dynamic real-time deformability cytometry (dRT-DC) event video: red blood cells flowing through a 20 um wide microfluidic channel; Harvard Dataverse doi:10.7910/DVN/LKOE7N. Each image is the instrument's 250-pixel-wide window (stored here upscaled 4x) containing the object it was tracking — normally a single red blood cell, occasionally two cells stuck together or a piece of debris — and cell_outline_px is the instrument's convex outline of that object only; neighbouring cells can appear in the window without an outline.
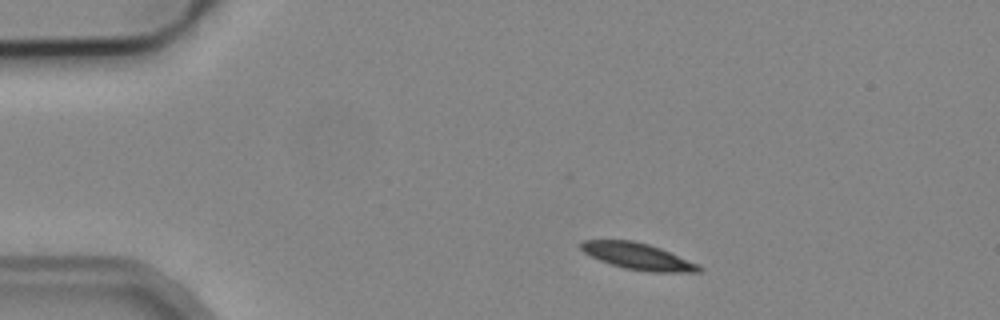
{"species": "common noctule bat (a hibernating species)", "species_latin": "Nyctalus noctula", "temperature_condition": "cold", "stored_images_in_passage": 6, "camera_frame_rate_fps": 3000, "um_per_image_px": 0.085, "animal": {"sex": "male", "body_mass_g": 19.2, "forearm_length_mm": 51.8}, "frame": {"image": 1, "passage_image": 1, "time_ms": 0.0, "image_size_px": [1000, 320], "cell_outline_px": [[704, 268], [700, 272], [648, 272], [624, 268], [600, 260], [584, 252], [580, 248], [580, 244], [584, 240], [632, 240], [648, 244], [660, 248], [700, 264]], "centroid_in_image_um": [54.27, 21.79], "position_along_channel_um": 30.7, "area_um2": 18.21}}
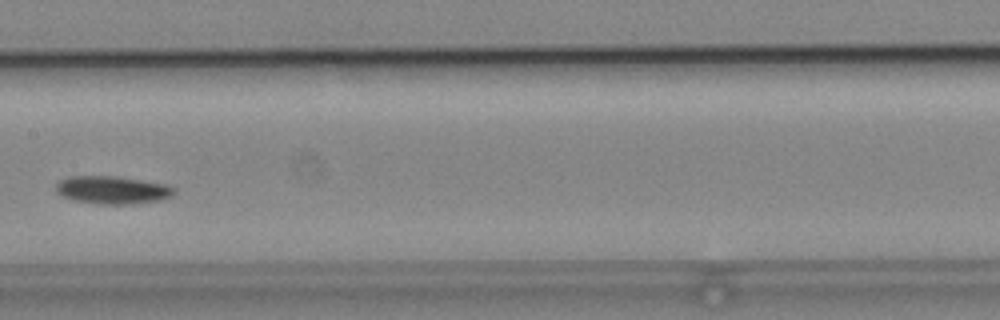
{"frame": {"image": 2, "passage_image": 5, "time_ms": 6.0, "image_size_px": [1000, 320], "cell_outline_px": [[176, 192], [172, 196], [160, 200], [132, 204], [100, 204], [76, 200], [64, 196], [56, 192], [56, 184], [60, 180], [68, 176], [116, 176], [168, 184], [176, 188]], "centroid_in_image_um": [9.61, 16.14], "position_along_channel_um": 197.8, "area_um2": 19.25}}
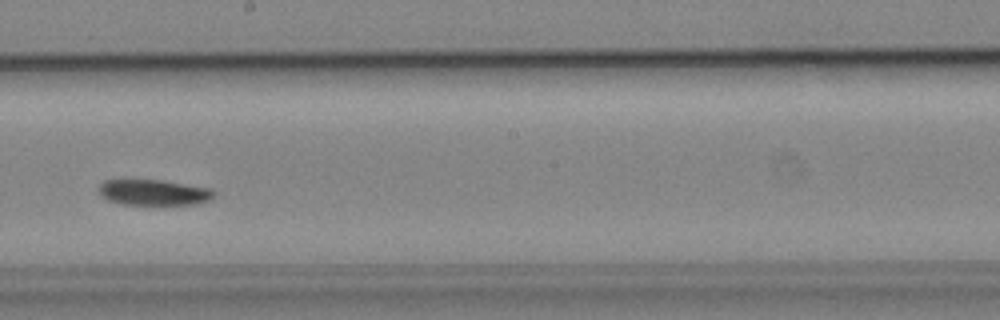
{"frame": {"image": 3, "passage_image": 6, "time_ms": 7.0, "image_size_px": [1000, 320], "cell_outline_px": [[216, 192], [208, 200], [196, 204], [124, 204], [108, 200], [100, 196], [96, 188], [104, 180], [164, 180], [208, 188]], "centroid_in_image_um": [13.0, 16.35], "position_along_channel_um": 235.2, "area_um2": 17.17}}